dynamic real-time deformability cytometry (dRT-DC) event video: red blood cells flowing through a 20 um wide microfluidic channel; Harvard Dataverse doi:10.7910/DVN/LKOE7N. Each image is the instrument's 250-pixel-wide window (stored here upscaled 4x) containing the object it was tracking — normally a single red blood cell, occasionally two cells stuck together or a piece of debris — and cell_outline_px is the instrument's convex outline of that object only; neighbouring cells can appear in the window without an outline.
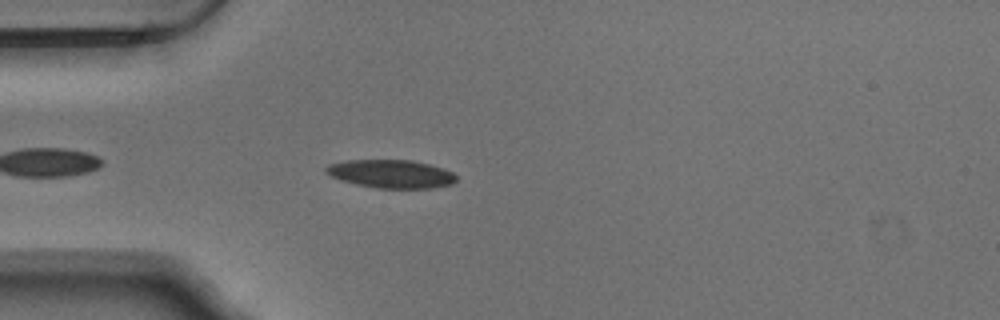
{"species": "Egyptian fruit bat (a non-hibernating species)", "species_latin": "Rousettus aegyptiacus", "temperature_condition": "warm", "stored_images_in_passage": 9, "camera_frame_rate_fps": 3000, "um_per_image_px": 0.085, "animal": {"sex": "male"}, "frame": {"image": 1, "passage_image": 4, "time_ms": 1.0, "image_size_px": [1000, 320], "cell_outline_px": [[456, 180], [452, 184], [432, 188], [376, 188], [356, 184], [340, 180], [324, 172], [324, 168], [328, 164], [348, 160], [412, 160], [444, 168], [452, 172], [456, 176]], "centroid_in_image_um": [33.23, 14.78], "position_along_channel_um": 51.8, "area_um2": 21.5}}